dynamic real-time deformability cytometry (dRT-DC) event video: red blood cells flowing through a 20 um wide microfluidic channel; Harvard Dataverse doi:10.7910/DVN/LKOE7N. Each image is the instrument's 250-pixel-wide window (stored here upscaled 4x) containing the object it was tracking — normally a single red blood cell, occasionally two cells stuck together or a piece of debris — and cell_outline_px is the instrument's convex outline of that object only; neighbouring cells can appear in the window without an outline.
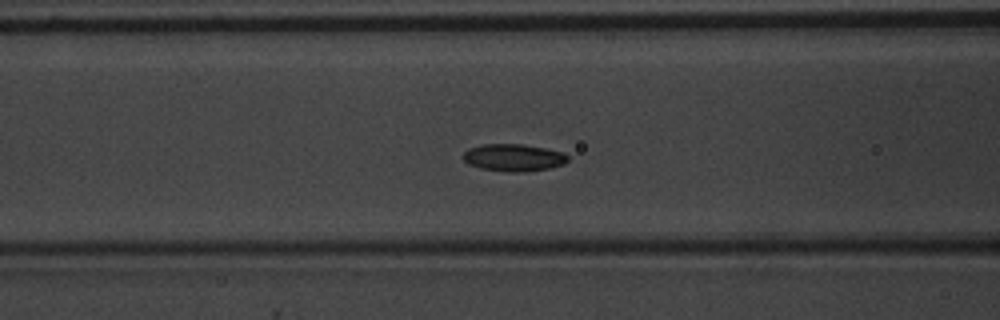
{"species": "common noctule bat (a hibernating species)", "species_latin": "Nyctalus noctula", "temperature_condition": "warm", "stored_images_in_passage": 51, "camera_frame_rate_fps": 3000, "um_per_image_px": 0.085, "animal": {"sex": "male", "body_mass_g": 20.1, "forearm_length_mm": 53.5}, "frame": {"image": 1, "passage_image": 21, "time_ms": 6.667, "image_size_px": [1000, 320], "cell_outline_px": [[568, 160], [564, 164], [548, 168], [524, 172], [512, 172], [480, 168], [468, 164], [464, 160], [464, 152], [468, 148], [484, 144], [524, 144], [564, 152], [568, 156]], "centroid_in_image_um": [43.66, 13.39], "position_along_channel_um": 122.9, "area_um2": 16.59}}
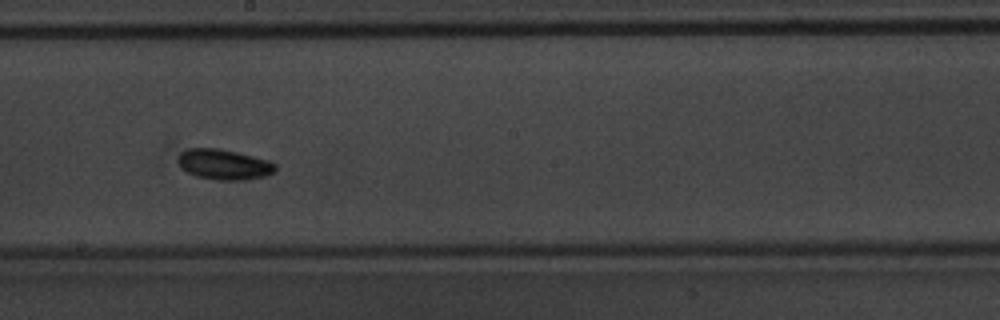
{"frame": {"image": 2, "passage_image": 29, "time_ms": 9.333, "image_size_px": [1000, 320], "cell_outline_px": [[276, 172], [264, 176], [244, 180], [216, 180], [196, 176], [180, 168], [180, 152], [188, 148], [216, 148], [236, 152], [268, 160], [276, 164]], "centroid_in_image_um": [19.06, 13.98], "position_along_channel_um": 229.1, "area_um2": 17.11}}
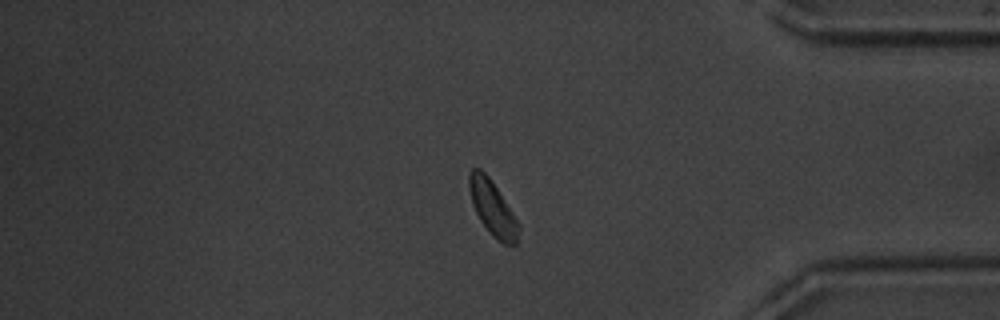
{"frame": {"image": 3, "passage_image": 43, "time_ms": 14.0, "image_size_px": [1000, 320], "cell_outline_px": [[520, 228], [516, 244], [504, 244], [496, 240], [492, 236], [480, 220], [472, 204], [468, 188], [468, 176], [472, 168], [480, 168], [488, 176], [520, 224]], "centroid_in_image_um": [41.85, 17.7], "position_along_channel_um": 393.3, "area_um2": 15.66}, "authors_computed_cell_mechanics": {"area_um2": 16.0684, "velocity_mm_per_s": 3.9906, "shape_relaxation_time_tau1_ms": 2.0759, "shape_relaxation_time_tau2_ms": null, "deformation_change_tau1": 0.0845, "deformation_change_tau2": null}}